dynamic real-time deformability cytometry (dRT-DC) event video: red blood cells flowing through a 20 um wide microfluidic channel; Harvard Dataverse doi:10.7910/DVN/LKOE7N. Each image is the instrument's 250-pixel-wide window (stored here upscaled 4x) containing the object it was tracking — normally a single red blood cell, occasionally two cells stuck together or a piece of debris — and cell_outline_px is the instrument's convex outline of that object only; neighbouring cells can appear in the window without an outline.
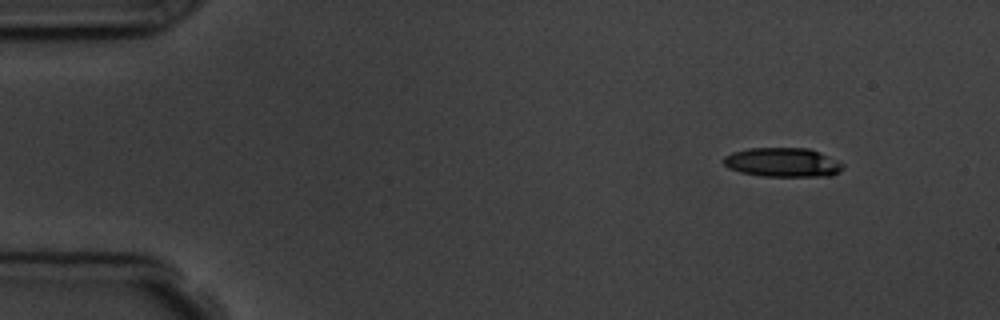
{"species": "common noctule bat (a hibernating species)", "species_latin": "Nyctalus noctula", "temperature_condition": "room temperature", "stored_images_in_passage": 4, "camera_frame_rate_fps": 3000, "um_per_image_px": 0.085, "animal": {"sex": "male", "body_mass_g": 19.5, "forearm_length_mm": 54.6}, "frame": {"image": 1, "passage_image": 1, "time_ms": 0.0, "image_size_px": [1000, 320], "cell_outline_px": [[844, 168], [840, 172], [832, 176], [760, 176], [740, 172], [728, 168], [724, 164], [724, 156], [732, 152], [748, 148], [808, 148], [820, 152], [844, 164]], "centroid_in_image_um": [66.54, 13.8], "position_along_channel_um": 18.5, "area_um2": 20.4}}
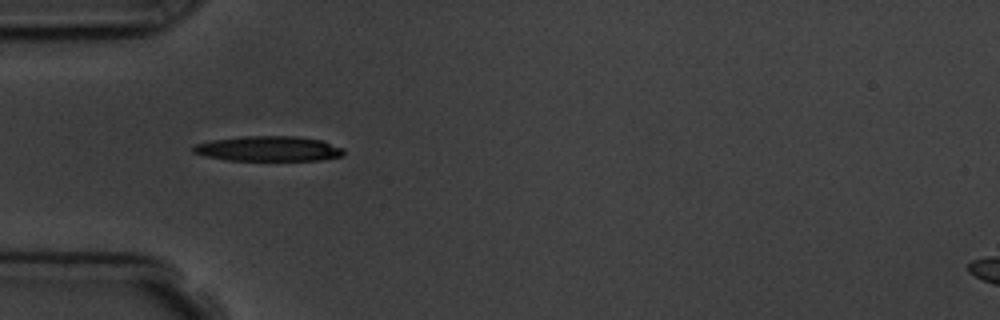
{"frame": {"image": 2, "passage_image": 4, "time_ms": 3.667, "image_size_px": [1000, 320], "cell_outline_px": [[344, 152], [340, 156], [320, 160], [228, 160], [204, 156], [192, 152], [192, 148], [196, 144], [212, 140], [240, 136], [296, 136], [324, 140], [344, 148]], "centroid_in_image_um": [22.83, 12.63], "position_along_channel_um": 62.2, "area_um2": 22.08}}